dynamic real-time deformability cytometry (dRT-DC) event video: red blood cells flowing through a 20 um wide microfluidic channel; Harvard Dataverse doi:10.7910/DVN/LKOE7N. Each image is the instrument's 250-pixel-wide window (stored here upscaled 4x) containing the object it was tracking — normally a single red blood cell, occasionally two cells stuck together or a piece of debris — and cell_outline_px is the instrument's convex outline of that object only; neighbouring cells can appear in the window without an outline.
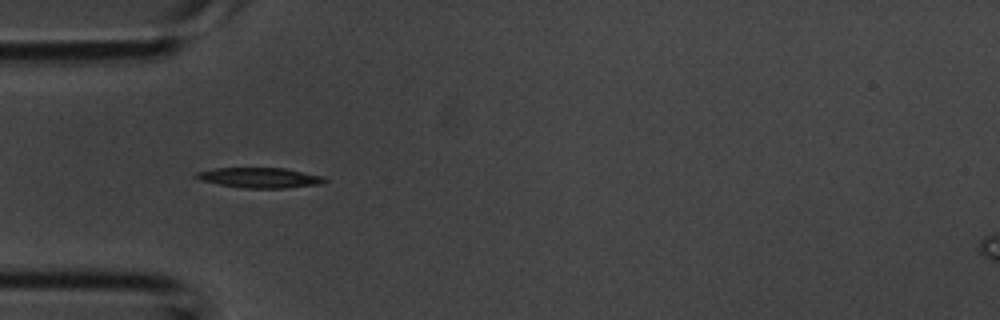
{"species": "common noctule bat (a hibernating species)", "species_latin": "Nyctalus noctula", "temperature_condition": "room temperature", "stored_images_in_passage": 28, "camera_frame_rate_fps": 3000, "um_per_image_px": 0.085, "animal": {"sex": "male", "body_mass_g": 20.1, "forearm_length_mm": 53.5}, "frame": {"image": 1, "passage_image": 1, "time_ms": 0.0, "image_size_px": [1000, 320], "cell_outline_px": [[328, 180], [320, 184], [284, 188], [244, 188], [220, 184], [200, 180], [196, 176], [196, 172], [216, 168], [284, 168], [324, 176]], "centroid_in_image_um": [22.12, 15.1], "position_along_channel_um": 62.9, "area_um2": 14.97}}
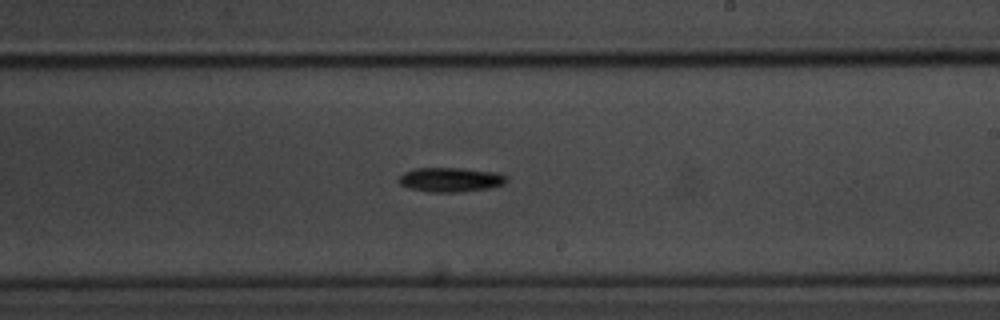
{"frame": {"image": 2, "passage_image": 12, "time_ms": 3.667, "image_size_px": [1000, 320], "cell_outline_px": [[508, 180], [504, 184], [488, 188], [452, 192], [432, 192], [412, 188], [400, 184], [396, 180], [404, 172], [412, 168], [464, 168], [496, 172], [508, 176]], "centroid_in_image_um": [38.3, 15.25], "position_along_channel_um": 250.7, "area_um2": 15.26}}
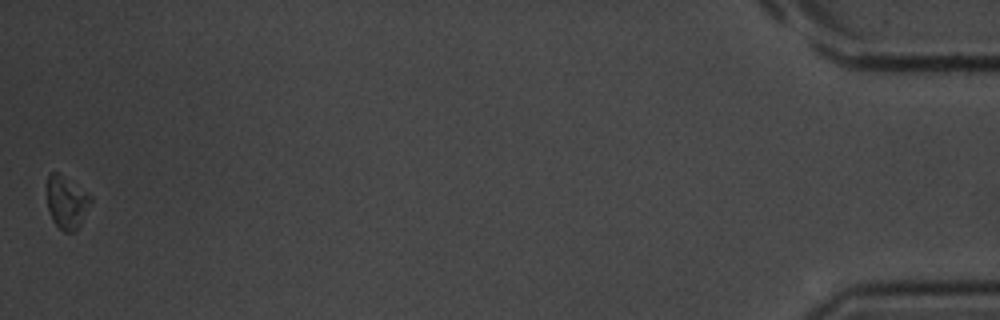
{"frame": {"image": 3, "passage_image": 28, "time_ms": 9.0, "image_size_px": [1000, 320], "cell_outline_px": [[92, 200], [76, 232], [64, 232], [52, 220], [48, 208], [48, 172], [56, 172], [88, 192], [92, 196]], "centroid_in_image_um": [5.68, 17.21], "position_along_channel_um": 429.5, "area_um2": 13.24}}